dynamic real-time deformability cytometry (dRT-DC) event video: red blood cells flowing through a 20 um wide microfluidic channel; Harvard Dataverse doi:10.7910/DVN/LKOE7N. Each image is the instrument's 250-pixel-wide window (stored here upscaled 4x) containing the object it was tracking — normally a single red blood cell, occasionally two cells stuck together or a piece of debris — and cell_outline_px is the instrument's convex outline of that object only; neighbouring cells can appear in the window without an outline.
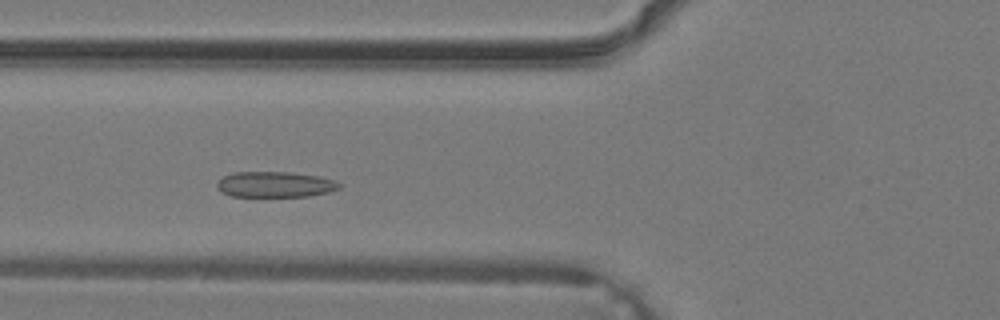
{"species": "common noctule bat (a hibernating species)", "species_latin": "Nyctalus noctula", "temperature_condition": "warm", "stored_images_in_passage": 29, "camera_frame_rate_fps": 3000, "um_per_image_px": 0.085, "animal": {"sex": "male", "body_mass_g": 19.2, "forearm_length_mm": 51.8}, "frame": {"image": 1, "passage_image": 6, "time_ms": 1.667, "image_size_px": [1000, 320], "cell_outline_px": [[340, 188], [328, 192], [308, 196], [232, 196], [220, 192], [216, 188], [216, 184], [224, 176], [232, 172], [288, 172], [316, 176], [332, 180], [340, 184]], "centroid_in_image_um": [23.32, 15.68], "position_along_channel_um": 102.5, "area_um2": 18.09}}
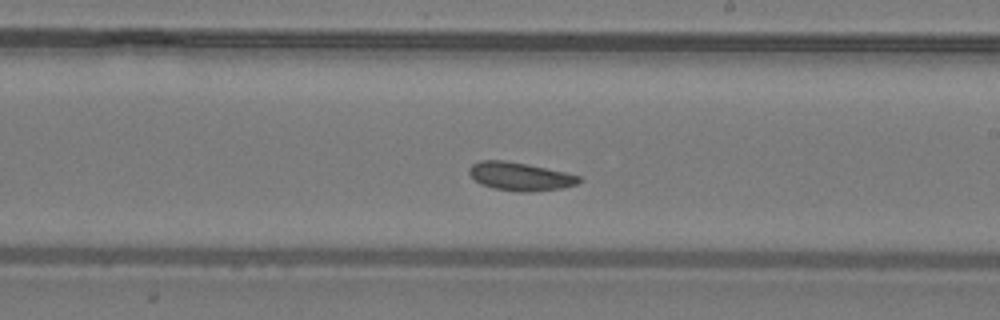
{"frame": {"image": 2, "passage_image": 14, "time_ms": 4.333, "image_size_px": [1000, 320], "cell_outline_px": [[584, 180], [576, 184], [560, 188], [528, 192], [516, 192], [492, 188], [480, 184], [468, 172], [468, 168], [472, 164], [480, 160], [504, 160], [528, 164], [564, 172], [580, 176]], "centroid_in_image_um": [44.19, 14.99], "position_along_channel_um": 244.8, "area_um2": 18.15}}
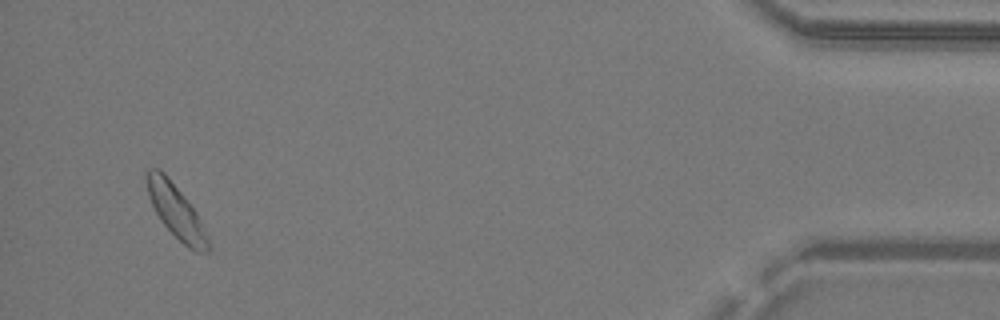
{"frame": {"image": 3, "passage_image": 28, "time_ms": 9.0, "image_size_px": [1000, 320], "cell_outline_px": [[212, 248], [208, 252], [196, 252], [188, 248], [160, 220], [148, 196], [148, 168], [160, 168], [164, 172], [196, 212], [208, 236]], "centroid_in_image_um": [15.01, 18.01], "position_along_channel_um": 420.2, "area_um2": 18.61}}